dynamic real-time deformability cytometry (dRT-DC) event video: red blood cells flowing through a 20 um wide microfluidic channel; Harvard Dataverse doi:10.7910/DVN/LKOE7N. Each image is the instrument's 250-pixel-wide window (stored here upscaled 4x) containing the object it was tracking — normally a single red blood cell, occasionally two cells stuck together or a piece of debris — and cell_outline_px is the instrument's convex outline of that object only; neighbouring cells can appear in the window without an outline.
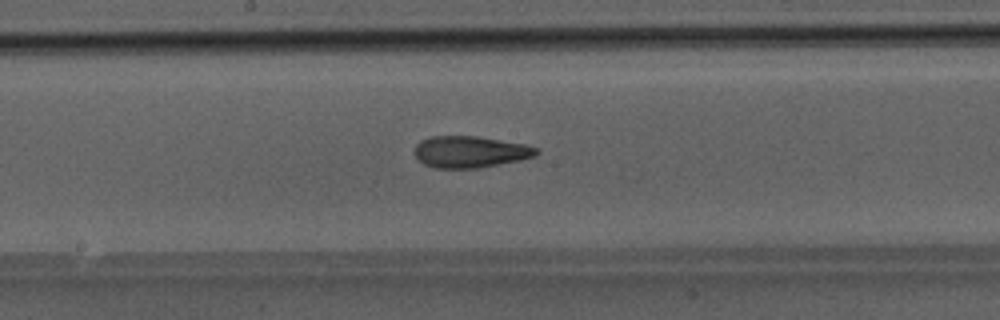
{"species": "Egyptian fruit bat (a non-hibernating species)", "species_latin": "Rousettus aegyptiacus", "temperature_condition": "room temperature", "stored_images_in_passage": 46, "camera_frame_rate_fps": 3000, "um_per_image_px": 0.085, "animal": {"sex": "male"}, "frame": {"image": 1, "passage_image": 24, "time_ms": 7.667, "image_size_px": [1000, 320], "cell_outline_px": [[540, 152], [536, 156], [520, 160], [480, 168], [432, 168], [424, 164], [416, 156], [416, 144], [420, 140], [428, 136], [476, 136], [524, 144], [540, 148]], "centroid_in_image_um": [39.99, 12.91], "position_along_channel_um": 208.2, "area_um2": 22.54}}
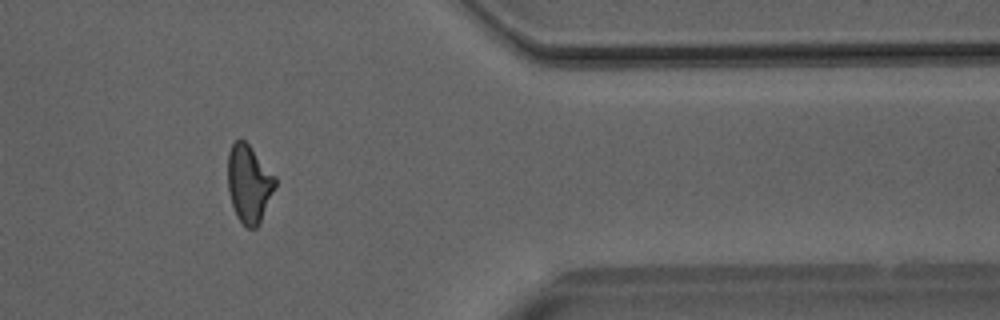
{"frame": {"image": 2, "passage_image": 38, "time_ms": 12.333, "image_size_px": [1000, 320], "cell_outline_px": [[276, 184], [260, 224], [256, 228], [248, 228], [236, 216], [228, 192], [228, 152], [232, 144], [236, 140], [244, 140], [252, 148], [276, 176]], "centroid_in_image_um": [21.16, 15.62], "position_along_channel_um": 390.2, "area_um2": 21.44}}
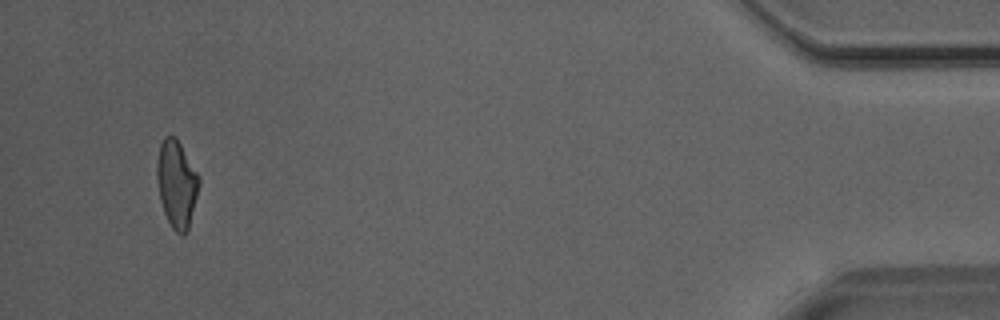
{"frame": {"image": 3, "passage_image": 44, "time_ms": 14.333, "image_size_px": [1000, 320], "cell_outline_px": [[200, 184], [188, 228], [184, 236], [176, 232], [172, 228], [164, 212], [160, 200], [156, 176], [156, 164], [160, 144], [164, 136], [176, 136], [200, 176]], "centroid_in_image_um": [15.01, 15.6], "position_along_channel_um": 420.2, "area_um2": 21.5}}